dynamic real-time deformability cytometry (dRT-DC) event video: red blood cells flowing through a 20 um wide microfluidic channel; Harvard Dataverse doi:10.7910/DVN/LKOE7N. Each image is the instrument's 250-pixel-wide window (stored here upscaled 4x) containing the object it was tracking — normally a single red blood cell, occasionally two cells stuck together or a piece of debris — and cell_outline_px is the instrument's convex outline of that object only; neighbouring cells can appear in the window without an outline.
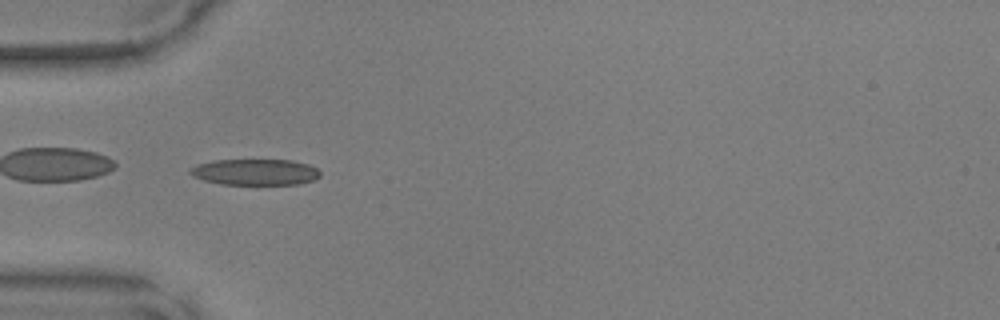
{"species": "common noctule bat (a hibernating species)", "species_latin": "Nyctalus noctula", "temperature_condition": "warm", "stored_images_in_passage": 34, "camera_frame_rate_fps": 3000, "um_per_image_px": 0.085, "animal": {"sex": "male", "body_mass_g": 17.9, "forearm_length_mm": 54.2}, "frame": {"image": 1, "passage_image": 1, "time_ms": 0.0, "image_size_px": [1000, 320], "cell_outline_px": [[320, 176], [312, 180], [300, 184], [220, 184], [204, 180], [188, 172], [196, 164], [212, 160], [292, 160], [308, 164], [316, 168], [320, 172]], "centroid_in_image_um": [21.7, 14.62], "position_along_channel_um": 63.3, "area_um2": 19.65}}